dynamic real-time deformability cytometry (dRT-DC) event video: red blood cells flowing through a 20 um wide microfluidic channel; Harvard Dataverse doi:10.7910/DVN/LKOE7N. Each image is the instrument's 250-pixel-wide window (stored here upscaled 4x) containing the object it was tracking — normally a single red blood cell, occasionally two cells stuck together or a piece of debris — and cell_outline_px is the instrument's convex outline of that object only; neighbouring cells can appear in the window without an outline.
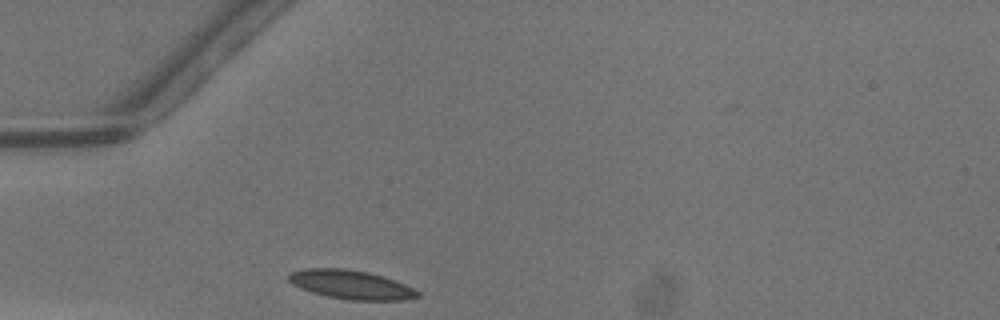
{"species": "common noctule bat (a hibernating species)", "species_latin": "Nyctalus noctula", "temperature_condition": "warm", "stored_images_in_passage": 24, "camera_frame_rate_fps": 3000, "um_per_image_px": 0.085, "animal": {"sex": "male", "body_mass_g": 13.3}, "frame": {"image": 1, "passage_image": 1, "time_ms": 0.0, "image_size_px": [1000, 320], "cell_outline_px": [[420, 296], [404, 300], [348, 300], [328, 296], [312, 292], [300, 288], [292, 284], [288, 280], [288, 276], [292, 272], [304, 268], [344, 268], [368, 272], [384, 276], [404, 284], [420, 292]], "centroid_in_image_um": [29.83, 24.19], "position_along_channel_um": 55.2, "area_um2": 21.68}}
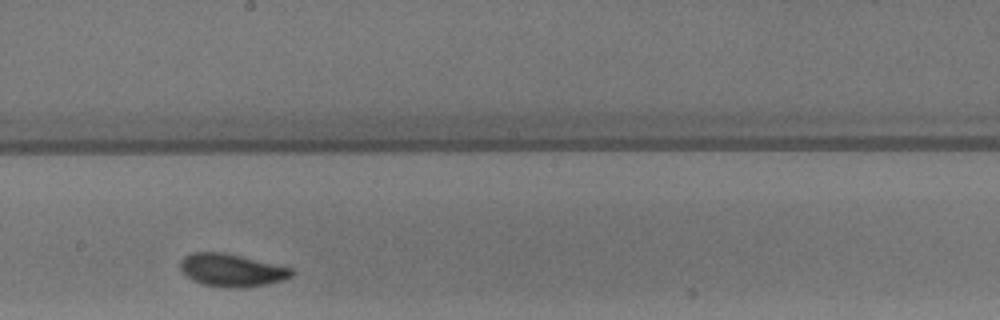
{"frame": {"image": 2, "passage_image": 14, "time_ms": 4.333, "image_size_px": [1000, 320], "cell_outline_px": [[296, 272], [292, 276], [284, 280], [268, 284], [240, 288], [236, 288], [204, 284], [192, 280], [180, 272], [180, 260], [184, 256], [192, 252], [224, 252], [292, 268]], "centroid_in_image_um": [19.68, 22.96], "position_along_channel_um": 228.5, "area_um2": 21.33}}
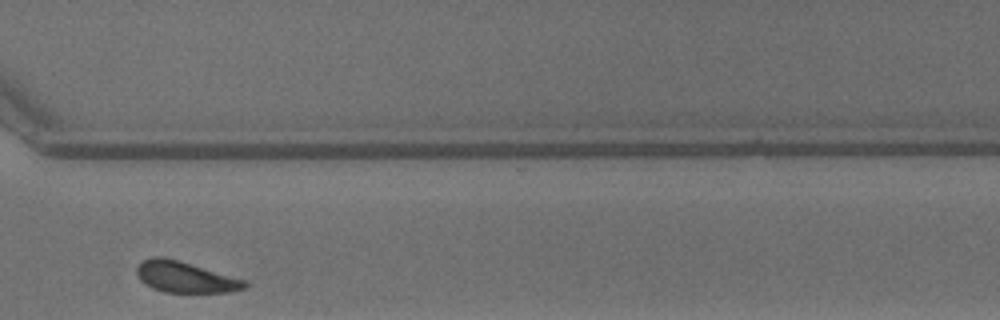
{"frame": {"image": 3, "passage_image": 23, "time_ms": 7.333, "image_size_px": [1000, 320], "cell_outline_px": [[248, 284], [244, 288], [228, 292], [164, 292], [152, 288], [144, 284], [140, 280], [136, 272], [136, 268], [144, 260], [152, 256], [164, 256], [248, 280]], "centroid_in_image_um": [15.74, 23.54], "position_along_channel_um": 354.9, "area_um2": 19.59}, "authors_computed_cell_mechanics": {"area_um2": 20.4323, "velocity_mm_per_s": 4.2154, "shape_relaxation_time_tau1_ms": 7.123, "shape_relaxation_time_tau2_ms": 6.7542, "deformation_change_tau1": 0.2012, "deformation_change_tau2": 0.0961}}